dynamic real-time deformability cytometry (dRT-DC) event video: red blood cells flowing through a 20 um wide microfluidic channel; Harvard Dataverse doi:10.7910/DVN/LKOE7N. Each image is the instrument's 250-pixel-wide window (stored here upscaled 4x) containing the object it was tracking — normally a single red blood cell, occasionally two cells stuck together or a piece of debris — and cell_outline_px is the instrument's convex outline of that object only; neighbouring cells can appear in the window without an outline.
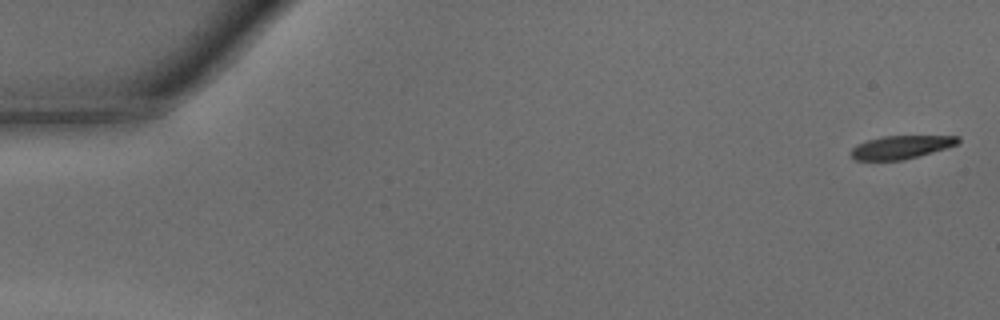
{"species": "common noctule bat (a hibernating species)", "species_latin": "Nyctalus noctula", "temperature_condition": "warm", "stored_images_in_passage": 47, "camera_frame_rate_fps": 3000, "um_per_image_px": 0.085, "animal": {"sex": "male", "body_mass_g": 15.6}, "frame": {"image": 1, "passage_image": 1, "time_ms": 0.0, "image_size_px": [1000, 320], "cell_outline_px": [[960, 140], [956, 144], [944, 148], [904, 160], [856, 160], [852, 156], [852, 148], [856, 144], [868, 140], [884, 136], [960, 136]], "centroid_in_image_um": [76.56, 12.5], "position_along_channel_um": 8.4, "area_um2": 14.16}}
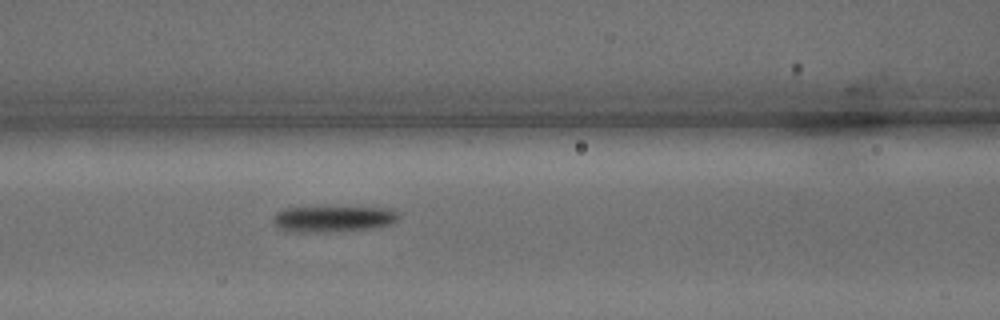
{"frame": {"image": 2, "passage_image": 20, "time_ms": 6.333, "image_size_px": [1000, 320], "cell_outline_px": [[400, 216], [392, 224], [380, 228], [320, 232], [296, 232], [280, 228], [272, 224], [272, 220], [276, 212], [284, 208], [388, 208], [400, 212]], "centroid_in_image_um": [28.36, 18.62], "position_along_channel_um": 138.2, "area_um2": 19.02}}
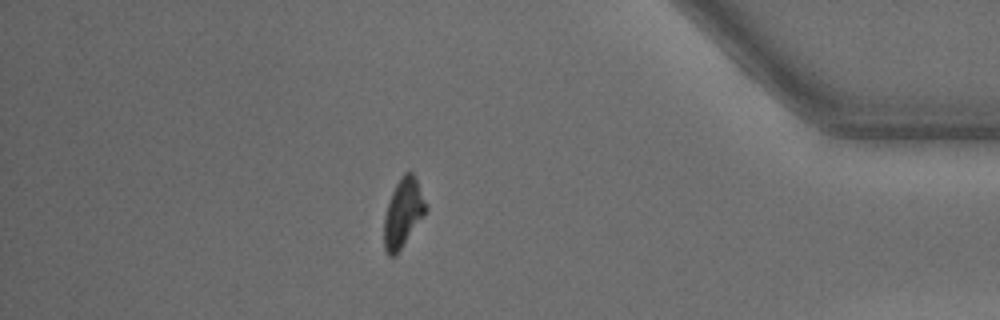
{"frame": {"image": 3, "passage_image": 41, "time_ms": 13.333, "image_size_px": [1000, 320], "cell_outline_px": [[428, 212], [400, 248], [392, 256], [388, 256], [384, 248], [384, 216], [392, 192], [400, 176], [404, 172], [412, 172], [428, 204]], "centroid_in_image_um": [34.29, 18.07], "position_along_channel_um": 400.9, "area_um2": 16.65}, "authors_computed_cell_mechanics": {"area_um2": 17.2244, "velocity_mm_per_s": 4.2838, "shape_relaxation_time_tau1_ms": 2.2207, "shape_relaxation_time_tau2_ms": null, "deformation_change_tau1": 0.1515, "deformation_change_tau2": null}}